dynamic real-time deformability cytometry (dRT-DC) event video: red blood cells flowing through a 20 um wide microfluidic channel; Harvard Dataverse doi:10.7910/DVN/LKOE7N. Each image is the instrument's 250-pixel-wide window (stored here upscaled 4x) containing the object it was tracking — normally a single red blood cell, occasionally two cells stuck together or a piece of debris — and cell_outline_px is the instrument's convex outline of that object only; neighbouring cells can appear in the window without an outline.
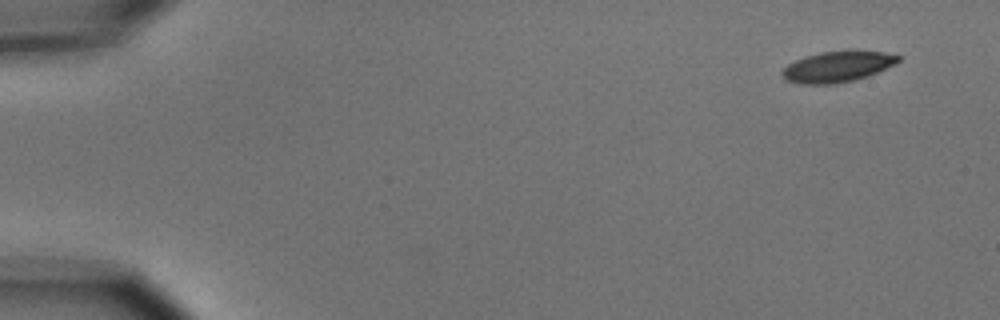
{"species": "common noctule bat (a hibernating species)", "species_latin": "Nyctalus noctula", "temperature_condition": "cold", "stored_images_in_passage": 6, "camera_frame_rate_fps": 3000, "um_per_image_px": 0.085, "animal": {"sex": "male", "body_mass_g": 15.6}, "frame": {"image": 1, "passage_image": 1, "time_ms": 0.0, "image_size_px": [1000, 320], "cell_outline_px": [[900, 60], [896, 64], [868, 76], [852, 80], [832, 84], [800, 84], [788, 80], [780, 72], [788, 64], [804, 56], [820, 52], [848, 48], [884, 52], [900, 56]], "centroid_in_image_um": [71.22, 5.62], "position_along_channel_um": 13.8, "area_um2": 21.27}}
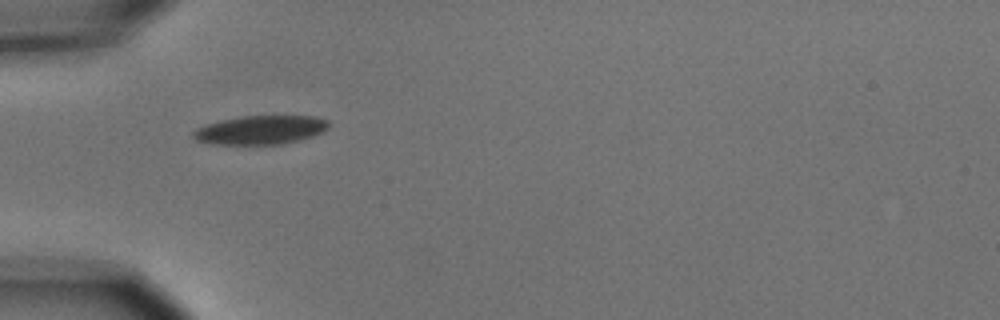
{"frame": {"image": 2, "passage_image": 5, "time_ms": 4.667, "image_size_px": [1000, 320], "cell_outline_px": [[328, 128], [324, 132], [300, 140], [280, 144], [216, 144], [196, 140], [192, 136], [192, 132], [196, 128], [204, 124], [220, 120], [244, 116], [316, 116], [328, 120]], "centroid_in_image_um": [22.15, 11.04], "position_along_channel_um": 62.9, "area_um2": 22.77}}
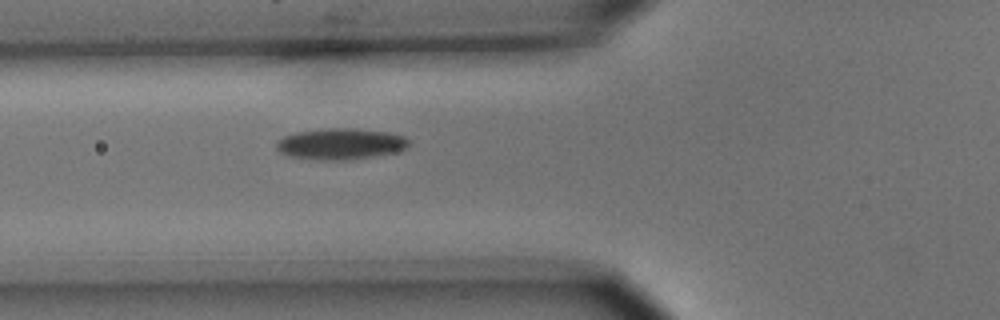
{"frame": {"image": 3, "passage_image": 6, "time_ms": 5.667, "image_size_px": [1000, 320], "cell_outline_px": [[408, 144], [404, 148], [396, 152], [372, 156], [344, 160], [320, 160], [288, 156], [280, 152], [276, 148], [276, 140], [284, 136], [300, 132], [328, 128], [352, 128], [388, 132], [404, 136], [408, 140]], "centroid_in_image_um": [28.91, 12.23], "position_along_channel_um": 96.9, "area_um2": 23.81}}